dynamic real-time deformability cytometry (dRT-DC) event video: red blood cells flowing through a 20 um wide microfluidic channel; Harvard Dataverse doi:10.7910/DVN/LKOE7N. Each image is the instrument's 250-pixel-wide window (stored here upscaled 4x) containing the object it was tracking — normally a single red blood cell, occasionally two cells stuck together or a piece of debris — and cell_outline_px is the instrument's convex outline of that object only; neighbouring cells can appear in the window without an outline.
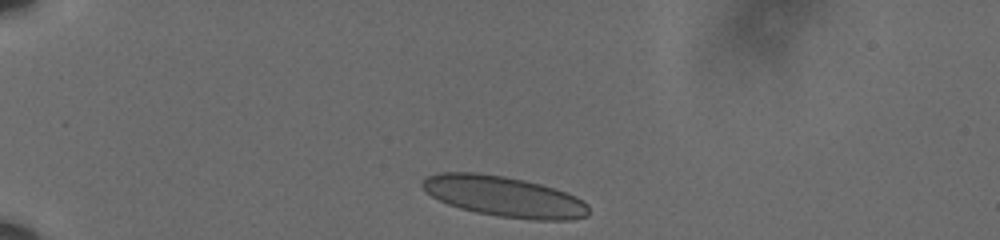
{"species": "human", "species_latin": "Homo sapiens", "temperature_condition": "cold", "stored_images_in_passage": 37, "camera_frame_rate_fps": 3000, "um_per_image_px": 0.085, "donor": {"sex": "male"}, "frame": {"image": 1, "passage_image": 1, "time_ms": 0.0, "image_size_px": [1000, 240], "cell_outline_px": [[588, 216], [572, 220], [532, 220], [500, 216], [476, 212], [460, 208], [448, 204], [432, 196], [420, 184], [428, 176], [440, 172], [476, 172], [504, 176], [524, 180], [540, 184], [576, 196], [584, 200], [588, 204]], "centroid_in_image_um": [42.88, 16.7], "position_along_channel_um": 42.1, "area_um2": 39.13}}
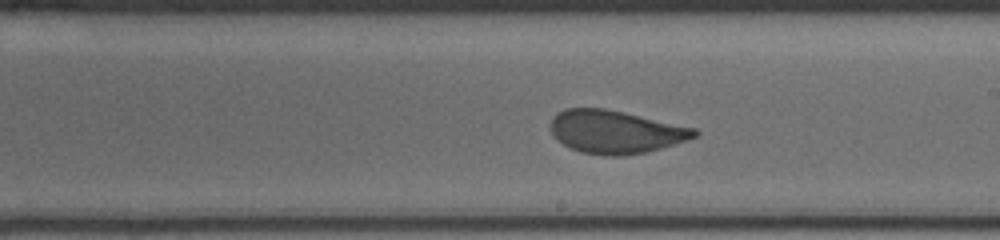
{"frame": {"image": 2, "passage_image": 20, "time_ms": 6.333, "image_size_px": [1000, 240], "cell_outline_px": [[700, 132], [696, 136], [648, 152], [620, 156], [604, 156], [580, 152], [556, 140], [552, 136], [552, 116], [564, 108], [604, 108], [696, 128]], "centroid_in_image_um": [52.28, 11.21], "position_along_channel_um": 236.7, "area_um2": 35.89}}
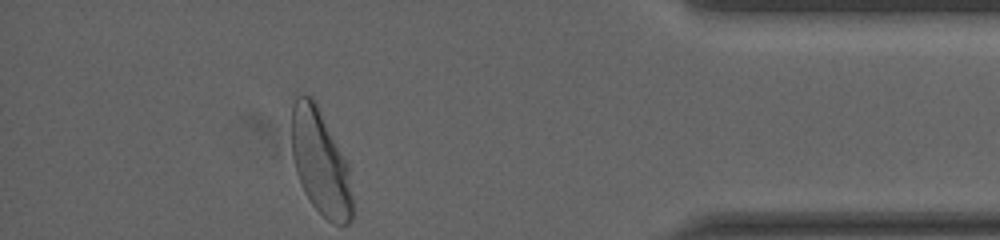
{"frame": {"image": 3, "passage_image": 37, "time_ms": 12.0, "image_size_px": [1000, 240], "cell_outline_px": [[352, 220], [348, 224], [332, 224], [312, 204], [304, 192], [296, 172], [292, 156], [292, 104], [296, 96], [312, 96], [348, 164], [352, 196]], "centroid_in_image_um": [27.23, 13.83], "position_along_channel_um": 408.0, "area_um2": 36.93}, "authors_computed_cell_mechanics": {"area_um2": 36.5296, "velocity_mm_per_s": 3.5885, "shape_relaxation_time_tau1_ms": 6.7032, "shape_relaxation_time_tau2_ms": null, "deformation_change_tau1": 0.1673, "deformation_change_tau2": null}}